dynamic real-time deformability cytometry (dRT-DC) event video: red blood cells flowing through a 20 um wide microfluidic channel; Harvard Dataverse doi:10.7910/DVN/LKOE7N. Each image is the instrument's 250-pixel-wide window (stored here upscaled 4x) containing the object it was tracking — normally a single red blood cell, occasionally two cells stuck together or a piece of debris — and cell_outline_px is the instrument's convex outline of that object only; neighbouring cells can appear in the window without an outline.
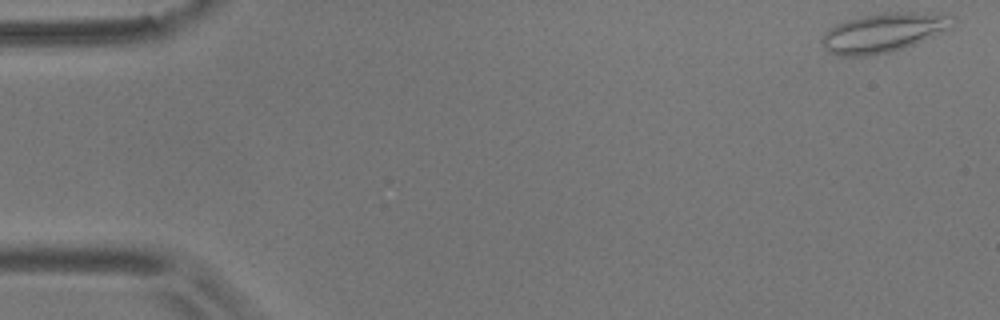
{"species": "common noctule bat (a hibernating species)", "species_latin": "Nyctalus noctula", "temperature_condition": "room temperature", "stored_images_in_passage": 13, "camera_frame_rate_fps": 3000, "um_per_image_px": 0.085, "animal": {"sex": "male", "body_mass_g": 17.9}, "frame": {"image": 1, "passage_image": 1, "time_ms": 0.0, "image_size_px": [1000, 320], "cell_outline_px": [[956, 24], [932, 36], [912, 44], [888, 52], [864, 56], [840, 56], [828, 52], [824, 48], [820, 40], [836, 24], [844, 20], [864, 16], [896, 12], [912, 12], [956, 16]], "centroid_in_image_um": [75.08, 2.77], "position_along_channel_um": 9.9, "area_um2": 29.13}}